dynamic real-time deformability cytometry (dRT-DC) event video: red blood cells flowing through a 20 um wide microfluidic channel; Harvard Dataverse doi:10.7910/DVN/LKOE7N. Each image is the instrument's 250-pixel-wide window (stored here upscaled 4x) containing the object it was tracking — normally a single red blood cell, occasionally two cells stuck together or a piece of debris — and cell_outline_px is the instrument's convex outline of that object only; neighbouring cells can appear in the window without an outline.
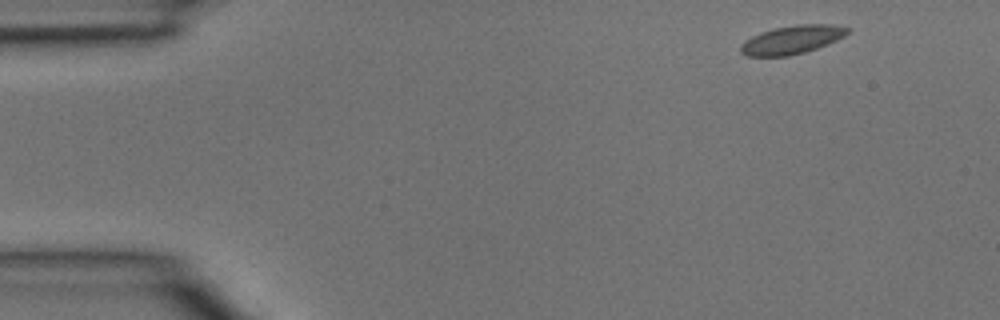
{"species": "common noctule bat (a hibernating species)", "species_latin": "Nyctalus noctula", "temperature_condition": "room temperature", "stored_images_in_passage": 2, "camera_frame_rate_fps": 3000, "um_per_image_px": 0.085, "animal": {"sex": "male", "body_mass_g": 15.6}, "frame": {"image": 1, "passage_image": 1, "time_ms": 0.0, "image_size_px": [1000, 320], "cell_outline_px": [[852, 28], [844, 36], [828, 44], [804, 52], [788, 56], [748, 56], [740, 52], [740, 44], [744, 40], [760, 32], [776, 28], [796, 24], [832, 24]], "centroid_in_image_um": [67.31, 3.37], "position_along_channel_um": 17.7, "area_um2": 17.74}}